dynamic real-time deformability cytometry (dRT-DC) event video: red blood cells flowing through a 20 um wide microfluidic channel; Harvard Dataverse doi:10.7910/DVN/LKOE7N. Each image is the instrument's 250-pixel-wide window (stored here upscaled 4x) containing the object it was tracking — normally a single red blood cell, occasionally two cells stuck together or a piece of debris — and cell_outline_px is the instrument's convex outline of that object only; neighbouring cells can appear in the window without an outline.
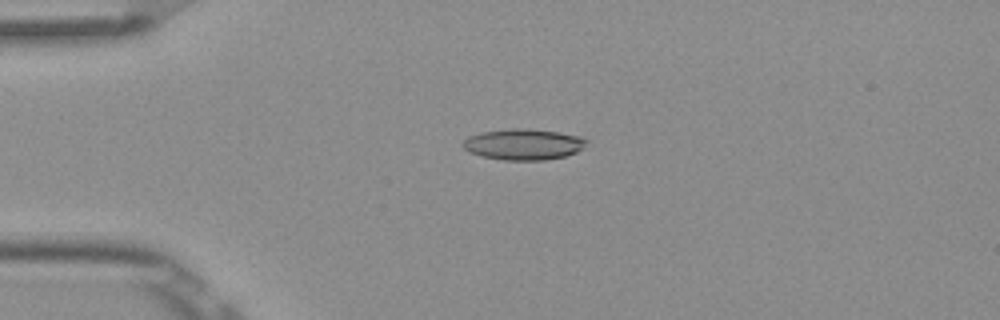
{"species": "Egyptian fruit bat (a non-hibernating species)", "species_latin": "Rousettus aegyptiacus", "temperature_condition": "room temperature", "stored_images_in_passage": 3, "camera_frame_rate_fps": 3000, "um_per_image_px": 0.085, "frame": {"image": 1, "passage_image": 2, "time_ms": 0.333, "image_size_px": [1000, 320], "cell_outline_px": [[588, 140], [576, 152], [564, 156], [544, 160], [504, 160], [480, 156], [468, 152], [460, 144], [468, 136], [484, 132], [512, 128], [528, 128], [556, 132], [580, 136]], "centroid_in_image_um": [44.43, 12.27], "position_along_channel_um": 40.6, "area_um2": 22.2}}